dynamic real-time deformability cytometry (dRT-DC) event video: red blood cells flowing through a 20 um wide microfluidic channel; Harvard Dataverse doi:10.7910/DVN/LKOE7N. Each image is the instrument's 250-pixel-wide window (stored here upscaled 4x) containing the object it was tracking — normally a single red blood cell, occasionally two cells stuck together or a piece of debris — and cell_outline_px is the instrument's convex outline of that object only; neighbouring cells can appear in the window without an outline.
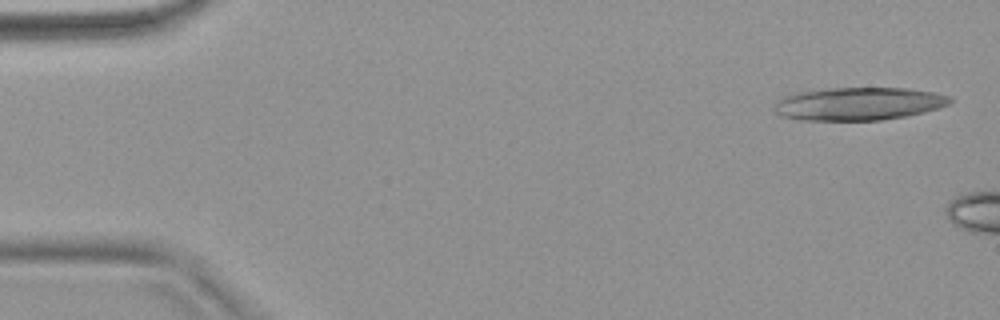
{"species": "common noctule bat (a hibernating species)", "species_latin": "Nyctalus noctula", "temperature_condition": "warm", "stored_images_in_passage": 7, "camera_frame_rate_fps": 3000, "um_per_image_px": 0.085, "animal": {"sex": "female", "body_mass_g": 18.4}, "frame": {"image": 1, "passage_image": 2, "time_ms": 0.333, "image_size_px": [1000, 320], "cell_outline_px": [[952, 100], [948, 104], [936, 108], [908, 116], [880, 120], [800, 120], [784, 116], [776, 112], [776, 100], [784, 96], [800, 92], [828, 88], [904, 88], [932, 92], [952, 96]], "centroid_in_image_um": [72.99, 8.82], "position_along_channel_um": 12.0, "area_um2": 33.41}}